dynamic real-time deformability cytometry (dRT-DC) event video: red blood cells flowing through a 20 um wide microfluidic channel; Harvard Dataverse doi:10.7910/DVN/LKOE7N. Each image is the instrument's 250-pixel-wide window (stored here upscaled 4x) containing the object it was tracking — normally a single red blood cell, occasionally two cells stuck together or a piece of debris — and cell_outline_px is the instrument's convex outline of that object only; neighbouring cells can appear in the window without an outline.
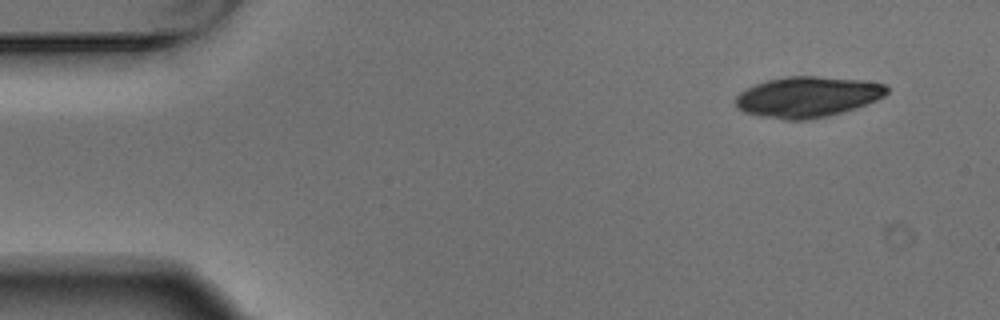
{"species": "Egyptian fruit bat (a non-hibernating species)", "species_latin": "Rousettus aegyptiacus", "temperature_condition": "warm", "stored_images_in_passage": 3, "camera_frame_rate_fps": 3000, "um_per_image_px": 0.085, "animal": {"sex": "male"}, "frame": {"image": 1, "passage_image": 1, "time_ms": 0.0, "image_size_px": [1000, 320], "cell_outline_px": [[888, 92], [884, 96], [876, 100], [856, 108], [828, 116], [804, 120], [784, 120], [760, 116], [744, 112], [736, 108], [736, 96], [740, 92], [756, 84], [768, 80], [788, 76], [816, 76], [864, 80], [888, 84]], "centroid_in_image_um": [68.66, 8.24], "position_along_channel_um": 16.3, "area_um2": 35.95}}